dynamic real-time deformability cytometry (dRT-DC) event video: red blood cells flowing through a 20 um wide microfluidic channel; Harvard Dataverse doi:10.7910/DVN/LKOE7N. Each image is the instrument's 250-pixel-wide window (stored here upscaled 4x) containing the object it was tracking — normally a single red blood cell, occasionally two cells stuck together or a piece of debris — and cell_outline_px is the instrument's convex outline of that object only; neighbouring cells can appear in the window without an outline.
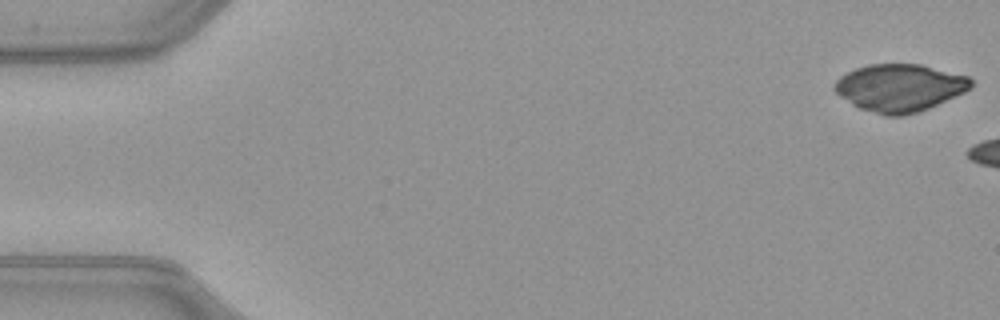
{"species": "common noctule bat (a hibernating species)", "species_latin": "Nyctalus noctula", "temperature_condition": "warm", "stored_images_in_passage": 5, "camera_frame_rate_fps": 3000, "um_per_image_px": 0.085, "animal": {"sex": "female", "body_mass_g": 21.9}, "frame": {"image": 1, "passage_image": 1, "time_ms": 0.0, "image_size_px": [1000, 320], "cell_outline_px": [[972, 88], [964, 92], [928, 108], [916, 112], [900, 116], [884, 116], [860, 108], [852, 104], [840, 96], [832, 88], [832, 84], [840, 76], [856, 68], [868, 64], [920, 64], [968, 76], [972, 80]], "centroid_in_image_um": [76.45, 7.45], "position_along_channel_um": 8.6, "area_um2": 37.63}}